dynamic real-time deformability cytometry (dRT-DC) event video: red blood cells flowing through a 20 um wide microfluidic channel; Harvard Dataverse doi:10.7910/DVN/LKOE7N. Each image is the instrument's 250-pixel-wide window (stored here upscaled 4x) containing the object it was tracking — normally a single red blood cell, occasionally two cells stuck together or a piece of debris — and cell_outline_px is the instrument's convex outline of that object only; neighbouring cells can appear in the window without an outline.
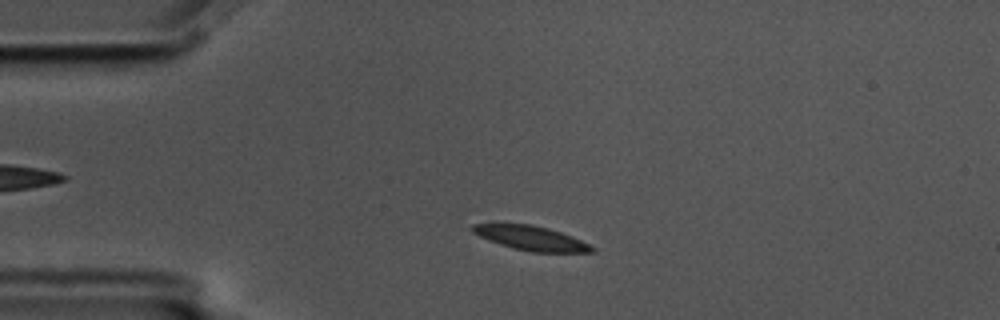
{"species": "common noctule bat (a hibernating species)", "species_latin": "Nyctalus noctula", "temperature_condition": "cold", "stored_images_in_passage": 52, "camera_frame_rate_fps": 3000, "um_per_image_px": 0.085, "animal": {"sex": "male", "body_mass_g": 17.5, "forearm_length_mm": 52.3}, "frame": {"image": 1, "passage_image": 7, "time_ms": 2.0, "image_size_px": [1000, 320], "cell_outline_px": [[596, 252], [532, 252], [512, 248], [488, 240], [472, 232], [468, 228], [472, 224], [492, 220], [532, 224], [548, 228], [572, 236], [596, 248]], "centroid_in_image_um": [44.99, 20.18], "position_along_channel_um": 40.0, "area_um2": 17.8}}
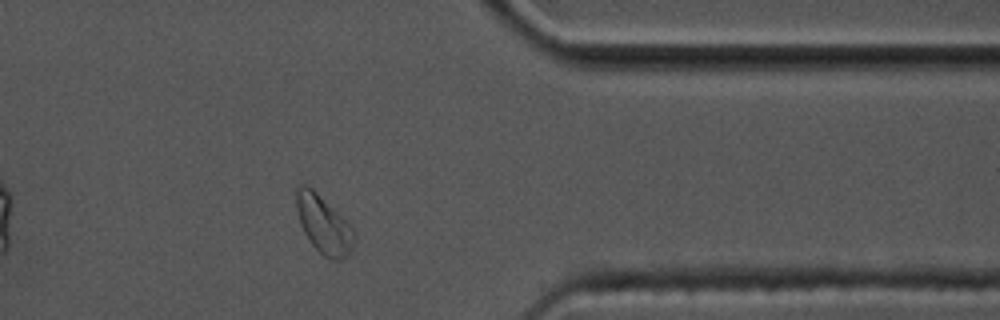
{"frame": {"image": 2, "passage_image": 41, "time_ms": 13.333, "image_size_px": [1000, 320], "cell_outline_px": [[356, 240], [352, 252], [344, 260], [332, 260], [324, 256], [312, 244], [304, 232], [300, 224], [296, 208], [296, 184], [308, 184], [356, 232]], "centroid_in_image_um": [27.52, 19.11], "position_along_channel_um": 383.9, "area_um2": 19.54}}
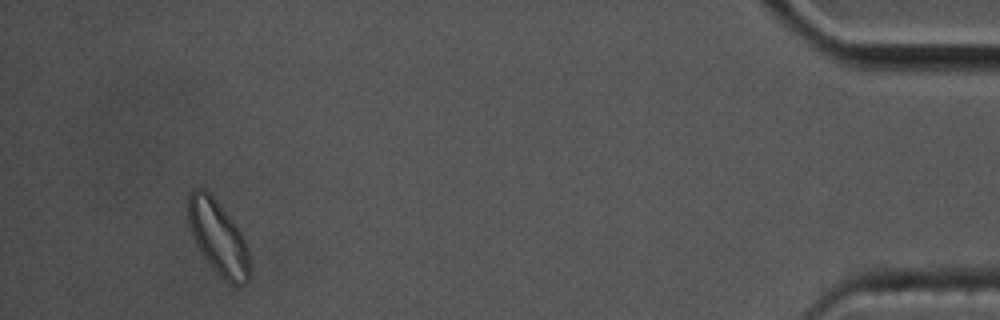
{"frame": {"image": 3, "passage_image": 49, "time_ms": 16.0, "image_size_px": [1000, 320], "cell_outline_px": [[252, 272], [248, 280], [244, 284], [232, 284], [224, 280], [220, 276], [204, 256], [188, 224], [188, 196], [192, 188], [204, 188], [216, 200], [240, 232], [248, 248]], "centroid_in_image_um": [18.57, 20.2], "position_along_channel_um": 416.6, "area_um2": 26.07}, "authors_computed_cell_mechanics": {"area_um2": 17.3978, "velocity_mm_per_s": 3.3934, "shape_relaxation_time_tau1_ms": 3.8572, "shape_relaxation_time_tau2_ms": 5.6496, "deformation_change_tau1": 0.0943, "deformation_change_tau2": 0.0833}}